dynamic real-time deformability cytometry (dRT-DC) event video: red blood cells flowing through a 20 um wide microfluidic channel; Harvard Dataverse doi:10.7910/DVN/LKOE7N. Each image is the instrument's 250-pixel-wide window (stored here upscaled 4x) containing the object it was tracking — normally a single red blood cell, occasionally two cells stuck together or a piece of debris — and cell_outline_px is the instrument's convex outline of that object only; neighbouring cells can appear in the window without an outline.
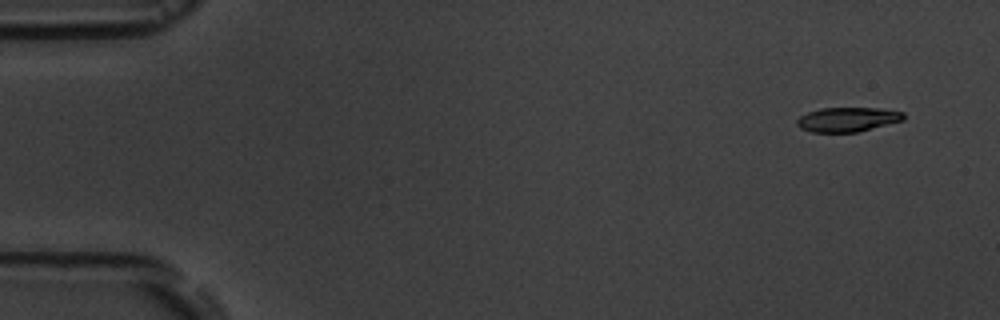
{"species": "common noctule bat (a hibernating species)", "species_latin": "Nyctalus noctula", "temperature_condition": "room temperature", "stored_images_in_passage": 5, "camera_frame_rate_fps": 3000, "um_per_image_px": 0.085, "animal": {"sex": "male", "body_mass_g": 19.5, "forearm_length_mm": 54.6}, "frame": {"image": 1, "passage_image": 1, "time_ms": 0.0, "image_size_px": [1000, 320], "cell_outline_px": [[904, 120], [856, 132], [812, 132], [800, 128], [796, 124], [796, 120], [800, 116], [808, 112], [820, 108], [880, 108], [904, 112]], "centroid_in_image_um": [72.02, 10.15], "position_along_channel_um": 13.0, "area_um2": 15.14}}
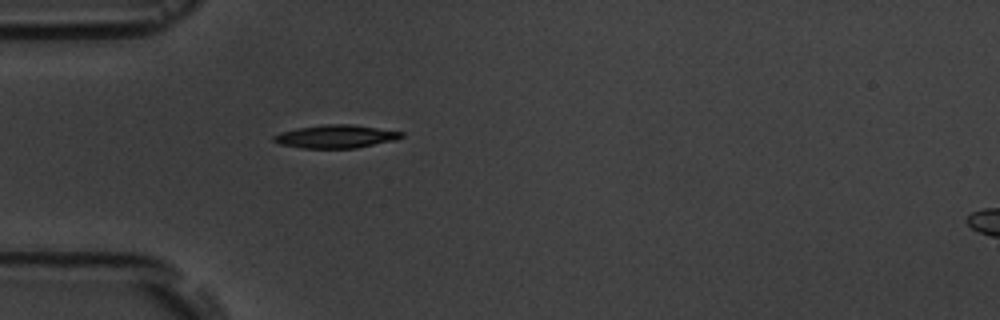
{"frame": {"image": 2, "passage_image": 5, "time_ms": 4.333, "image_size_px": [1000, 320], "cell_outline_px": [[404, 136], [396, 140], [356, 148], [304, 148], [280, 144], [272, 140], [272, 136], [280, 132], [296, 128], [324, 124], [352, 124], [404, 132]], "centroid_in_image_um": [28.55, 11.59], "position_along_channel_um": 56.5, "area_um2": 17.28}}